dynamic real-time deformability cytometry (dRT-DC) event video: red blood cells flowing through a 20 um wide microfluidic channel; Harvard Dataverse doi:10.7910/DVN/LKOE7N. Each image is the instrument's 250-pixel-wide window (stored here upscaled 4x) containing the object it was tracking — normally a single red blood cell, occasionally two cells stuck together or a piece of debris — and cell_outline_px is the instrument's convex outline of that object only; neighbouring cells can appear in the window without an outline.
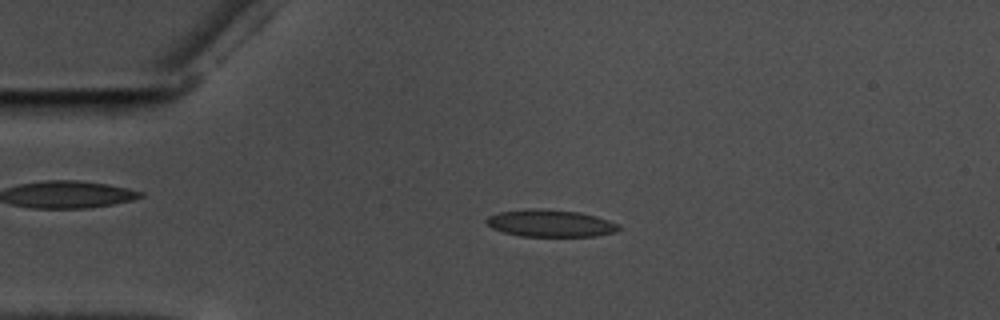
{"species": "common noctule bat (a hibernating species)", "species_latin": "Nyctalus noctula", "temperature_condition": "warm", "stored_images_in_passage": 57, "camera_frame_rate_fps": 3000, "um_per_image_px": 0.085, "animal": {"sex": "male", "body_mass_g": 17.5, "forearm_length_mm": 52.3}, "frame": {"image": 1, "passage_image": 13, "time_ms": 4.0, "image_size_px": [1000, 320], "cell_outline_px": [[620, 228], [616, 232], [596, 236], [520, 236], [504, 232], [492, 228], [484, 220], [488, 216], [500, 212], [532, 208], [580, 212], [596, 216], [620, 224]], "centroid_in_image_um": [46.8, 18.98], "position_along_channel_um": 38.2, "area_um2": 20.87}}
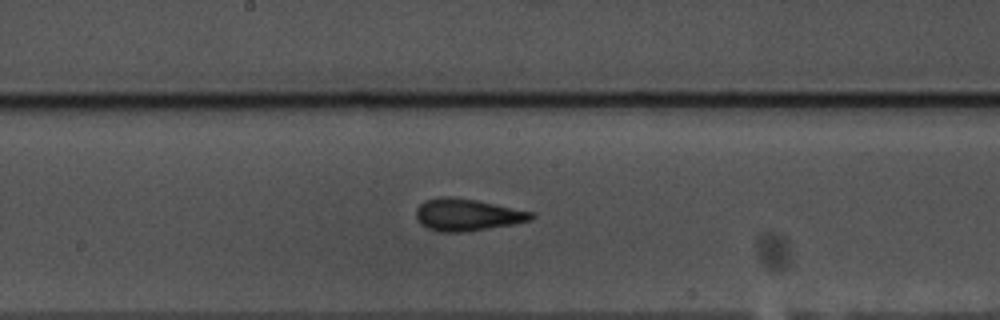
{"frame": {"image": 2, "passage_image": 30, "time_ms": 9.667, "image_size_px": [1000, 320], "cell_outline_px": [[536, 216], [532, 220], [512, 224], [464, 232], [436, 232], [420, 224], [416, 216], [416, 208], [424, 200], [440, 196], [452, 196], [476, 200], [536, 212]], "centroid_in_image_um": [39.71, 18.25], "position_along_channel_um": 208.5, "area_um2": 21.79}}
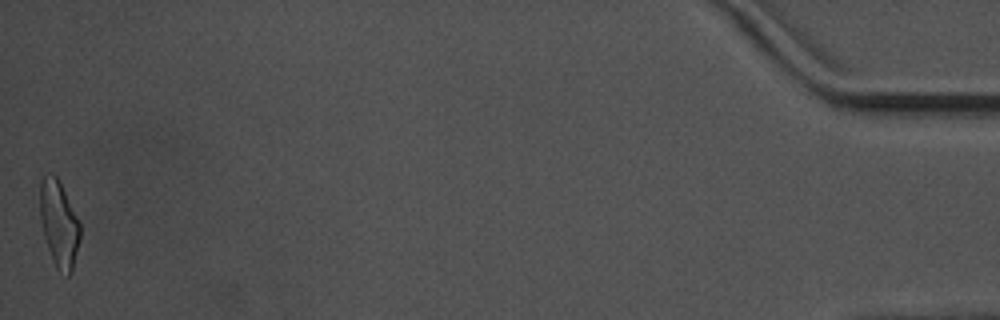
{"frame": {"image": 3, "passage_image": 57, "time_ms": 18.667, "image_size_px": [1000, 320], "cell_outline_px": [[80, 240], [72, 272], [68, 276], [56, 268], [52, 260], [44, 236], [40, 220], [40, 180], [48, 172], [52, 172], [60, 180], [80, 224]], "centroid_in_image_um": [5.01, 19.0], "position_along_channel_um": 430.2, "area_um2": 20.35}, "authors_computed_cell_mechanics": {"area_um2": 20.5768, "velocity_mm_per_s": 3.5611, "shape_relaxation_time_tau1_ms": 4.9677, "shape_relaxation_time_tau2_ms": 1.5159, "deformation_change_tau1": 0.1418, "deformation_change_tau2": 0.0872}}